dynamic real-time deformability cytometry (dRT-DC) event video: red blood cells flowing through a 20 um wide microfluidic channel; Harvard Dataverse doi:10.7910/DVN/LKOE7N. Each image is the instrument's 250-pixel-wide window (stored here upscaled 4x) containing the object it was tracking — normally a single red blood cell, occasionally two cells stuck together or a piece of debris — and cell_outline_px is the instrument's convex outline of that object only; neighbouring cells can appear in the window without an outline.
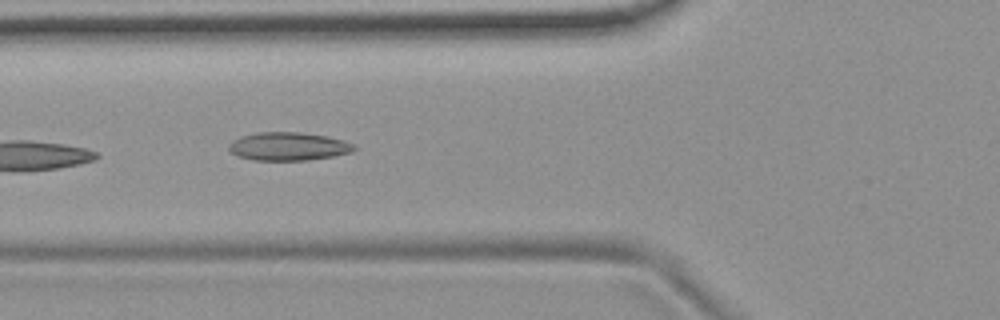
{"species": "common noctule bat (a hibernating species)", "species_latin": "Nyctalus noctula", "temperature_condition": "room temperature", "stored_images_in_passage": 5, "camera_frame_rate_fps": 3000, "um_per_image_px": 0.085, "animal": {"sex": "female", "body_mass_g": 19.9}, "frame": {"image": 1, "passage_image": 2, "time_ms": 0.333, "image_size_px": [1000, 320], "cell_outline_px": [[356, 148], [352, 152], [332, 156], [308, 160], [252, 160], [236, 156], [228, 148], [228, 144], [232, 140], [240, 136], [256, 132], [300, 132], [328, 136], [344, 140], [356, 144]], "centroid_in_image_um": [24.5, 12.43], "position_along_channel_um": 101.3, "area_um2": 20.87}}
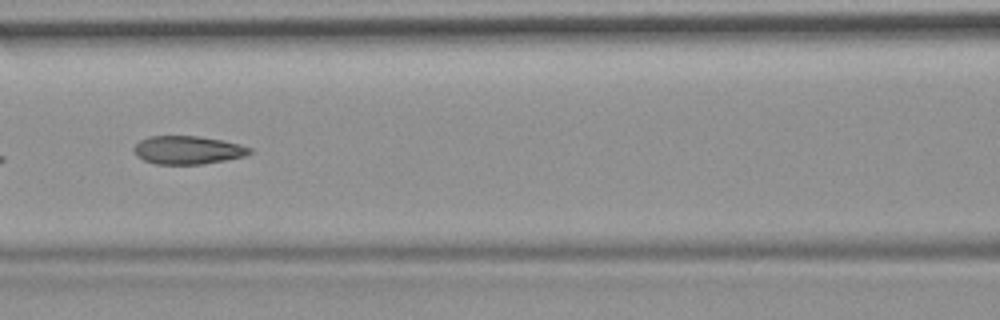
{"frame": {"image": 2, "passage_image": 3, "time_ms": 0.667, "image_size_px": [1000, 320], "cell_outline_px": [[252, 152], [244, 156], [224, 160], [200, 164], [156, 164], [144, 160], [136, 156], [132, 148], [140, 140], [148, 136], [200, 136], [240, 144], [252, 148]], "centroid_in_image_um": [15.93, 12.75], "position_along_channel_um": 150.7, "area_um2": 19.02}}